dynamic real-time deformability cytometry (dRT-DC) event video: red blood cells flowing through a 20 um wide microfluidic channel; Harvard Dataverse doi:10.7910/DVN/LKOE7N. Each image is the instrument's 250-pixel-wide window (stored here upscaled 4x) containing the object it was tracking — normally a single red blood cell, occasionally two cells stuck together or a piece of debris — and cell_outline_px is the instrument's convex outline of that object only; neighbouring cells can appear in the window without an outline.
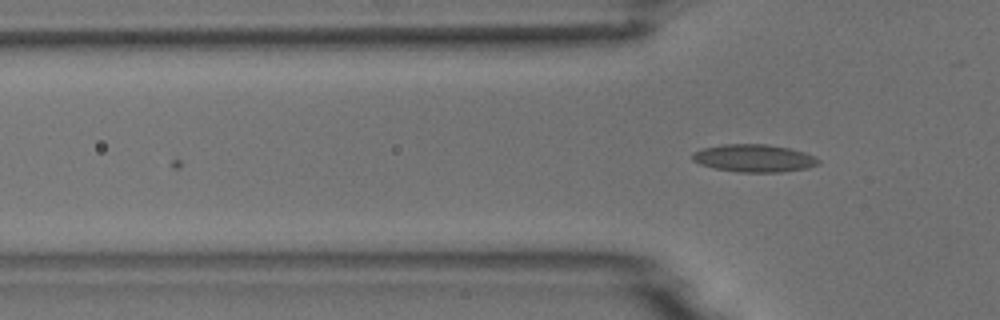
{"species": "common noctule bat (a hibernating species)", "species_latin": "Nyctalus noctula", "temperature_condition": "room temperature", "stored_images_in_passage": 4, "camera_frame_rate_fps": 3000, "um_per_image_px": 0.085, "animal": {"sex": "male", "body_mass_g": 18.8}, "frame": {"image": 1, "passage_image": 4, "time_ms": 3.333, "image_size_px": [1000, 320], "cell_outline_px": [[820, 164], [808, 168], [780, 172], [740, 172], [716, 168], [700, 164], [692, 160], [692, 152], [700, 148], [724, 144], [768, 144], [788, 148], [804, 152], [816, 156], [820, 160]], "centroid_in_image_um": [64.1, 13.44], "position_along_channel_um": 61.7, "area_um2": 20.4}}